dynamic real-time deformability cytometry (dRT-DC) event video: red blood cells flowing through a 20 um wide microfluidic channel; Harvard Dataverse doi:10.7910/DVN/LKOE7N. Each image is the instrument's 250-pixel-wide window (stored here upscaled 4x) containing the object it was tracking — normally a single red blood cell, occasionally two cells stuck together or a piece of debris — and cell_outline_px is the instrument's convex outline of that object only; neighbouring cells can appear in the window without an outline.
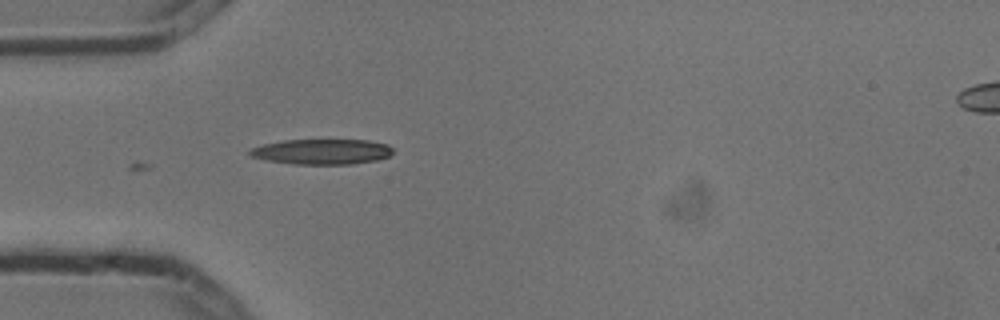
{"species": "common noctule bat (a hibernating species)", "species_latin": "Nyctalus noctula", "temperature_condition": "cold", "stored_images_in_passage": 2, "camera_frame_rate_fps": 3000, "um_per_image_px": 0.085, "animal": {"sex": "male", "body_mass_g": 13.3}, "frame": {"image": 1, "passage_image": 2, "time_ms": 0.333, "image_size_px": [1000, 320], "cell_outline_px": [[392, 152], [388, 156], [376, 160], [352, 164], [292, 164], [264, 160], [248, 156], [248, 152], [252, 148], [264, 144], [284, 140], [368, 140], [388, 144], [392, 148]], "centroid_in_image_um": [27.33, 12.89], "position_along_channel_um": 57.7, "area_um2": 21.15}}